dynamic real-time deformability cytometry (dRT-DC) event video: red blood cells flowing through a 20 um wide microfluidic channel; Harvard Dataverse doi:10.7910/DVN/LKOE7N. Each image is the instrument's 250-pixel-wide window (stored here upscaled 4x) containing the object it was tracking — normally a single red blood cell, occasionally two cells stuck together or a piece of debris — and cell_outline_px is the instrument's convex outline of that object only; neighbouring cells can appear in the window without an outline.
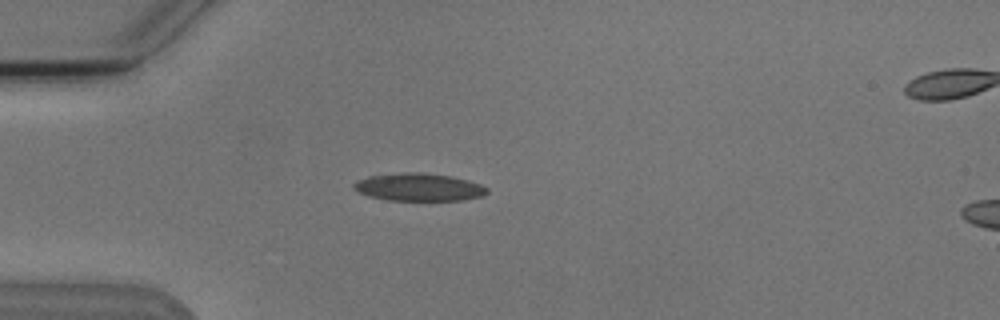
{"species": "Egyptian fruit bat (a non-hibernating species)", "species_latin": "Rousettus aegyptiacus", "temperature_condition": "cold", "stored_images_in_passage": 2, "camera_frame_rate_fps": 3000, "um_per_image_px": 0.085, "animal": {"sex": "male"}, "frame": {"image": 1, "passage_image": 1, "time_ms": 0.0, "image_size_px": [1000, 320], "cell_outline_px": [[488, 192], [484, 196], [464, 200], [384, 200], [368, 196], [356, 192], [352, 188], [352, 184], [356, 180], [368, 176], [408, 172], [424, 172], [452, 176], [468, 180], [480, 184], [488, 188]], "centroid_in_image_um": [35.57, 15.91], "position_along_channel_um": 49.4, "area_um2": 21.85}}